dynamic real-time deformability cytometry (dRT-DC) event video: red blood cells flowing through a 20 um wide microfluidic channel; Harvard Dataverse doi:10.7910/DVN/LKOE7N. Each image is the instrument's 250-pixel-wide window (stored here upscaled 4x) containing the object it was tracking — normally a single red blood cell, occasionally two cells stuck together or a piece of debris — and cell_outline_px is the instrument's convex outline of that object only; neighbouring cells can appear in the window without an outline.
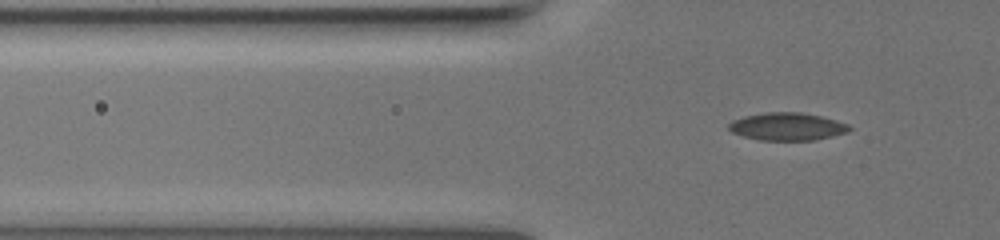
{"species": "common noctule bat (a hibernating species)", "species_latin": "Nyctalus noctula", "temperature_condition": "warm", "stored_images_in_passage": 50, "camera_frame_rate_fps": 3000, "um_per_image_px": 0.085, "animal": {"sex": "female", "body_mass_g": 19.5, "forearm_length_mm": 54.1}, "frame": {"image": 1, "passage_image": 9, "time_ms": 2.667, "image_size_px": [1000, 240], "cell_outline_px": [[852, 128], [844, 132], [832, 136], [812, 140], [760, 140], [744, 136], [732, 132], [728, 128], [728, 124], [732, 120], [744, 116], [764, 112], [800, 112], [820, 116], [836, 120], [848, 124]], "centroid_in_image_um": [66.88, 10.75], "position_along_channel_um": 58.9, "area_um2": 19.31}}
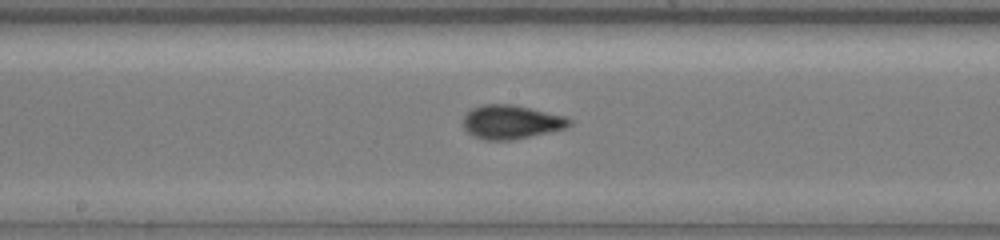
{"frame": {"image": 2, "passage_image": 23, "time_ms": 7.333, "image_size_px": [1000, 240], "cell_outline_px": [[572, 124], [564, 128], [548, 132], [512, 140], [484, 140], [472, 136], [464, 128], [464, 116], [472, 108], [484, 104], [512, 104], [564, 116], [572, 120]], "centroid_in_image_um": [43.42, 10.37], "position_along_channel_um": 204.8, "area_um2": 20.75}}
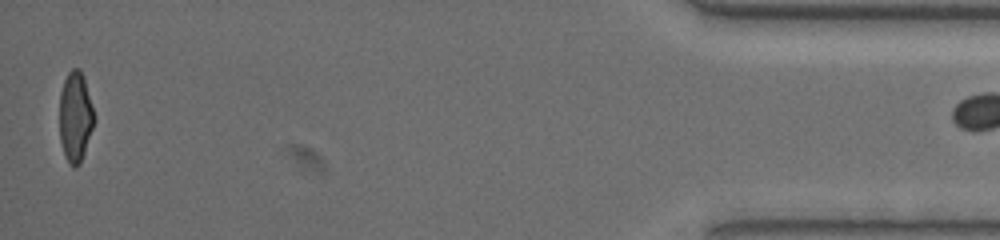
{"frame": {"image": 3, "passage_image": 49, "time_ms": 16.0, "image_size_px": [1000, 240], "cell_outline_px": [[92, 128], [80, 164], [76, 168], [72, 168], [68, 164], [60, 140], [60, 92], [64, 80], [68, 72], [72, 68], [80, 68], [84, 76], [92, 108]], "centroid_in_image_um": [6.37, 9.92], "position_along_channel_um": 428.8, "area_um2": 17.86}}